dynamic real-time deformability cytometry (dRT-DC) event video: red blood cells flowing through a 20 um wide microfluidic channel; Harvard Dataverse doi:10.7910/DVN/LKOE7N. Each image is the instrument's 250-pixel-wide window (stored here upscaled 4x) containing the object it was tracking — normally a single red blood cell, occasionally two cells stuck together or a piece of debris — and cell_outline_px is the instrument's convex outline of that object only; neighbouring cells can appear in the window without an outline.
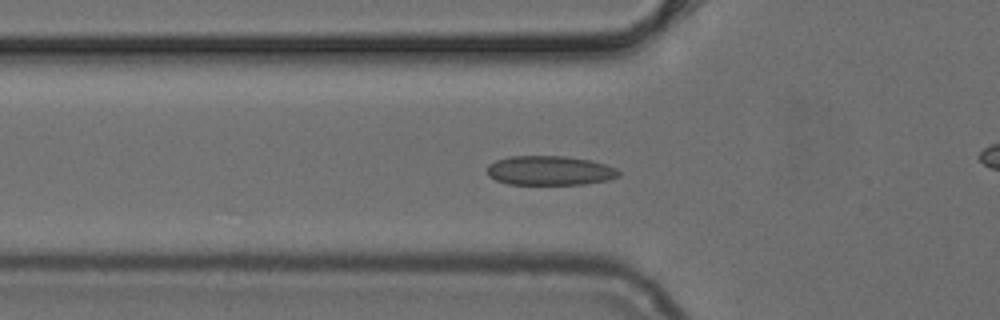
{"species": "common noctule bat (a hibernating species)", "species_latin": "Nyctalus noctula", "temperature_condition": "cold", "stored_images_in_passage": 30, "camera_frame_rate_fps": 3000, "um_per_image_px": 0.085, "animal": {"sex": "female", "body_mass_g": 24.6, "forearm_length_mm": 56.2}, "frame": {"image": 1, "passage_image": 9, "time_ms": 2.667, "image_size_px": [1000, 320], "cell_outline_px": [[620, 176], [608, 180], [584, 184], [508, 184], [496, 180], [488, 176], [488, 164], [496, 160], [512, 156], [568, 156], [592, 160], [616, 168], [620, 172]], "centroid_in_image_um": [46.75, 14.49], "position_along_channel_um": 79.1, "area_um2": 22.6}}
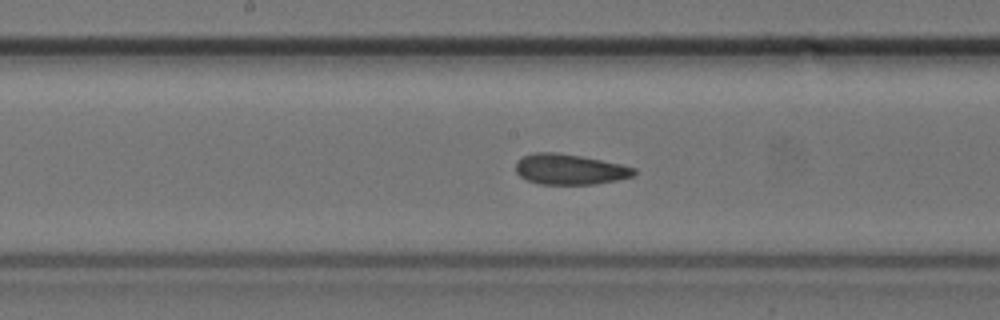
{"frame": {"image": 2, "passage_image": 18, "time_ms": 5.667, "image_size_px": [1000, 320], "cell_outline_px": [[636, 172], [632, 176], [616, 180], [596, 184], [540, 184], [528, 180], [520, 176], [516, 172], [516, 160], [524, 156], [536, 152], [556, 152], [580, 156], [620, 164], [636, 168]], "centroid_in_image_um": [48.4, 14.39], "position_along_channel_um": 199.8, "area_um2": 20.87}}
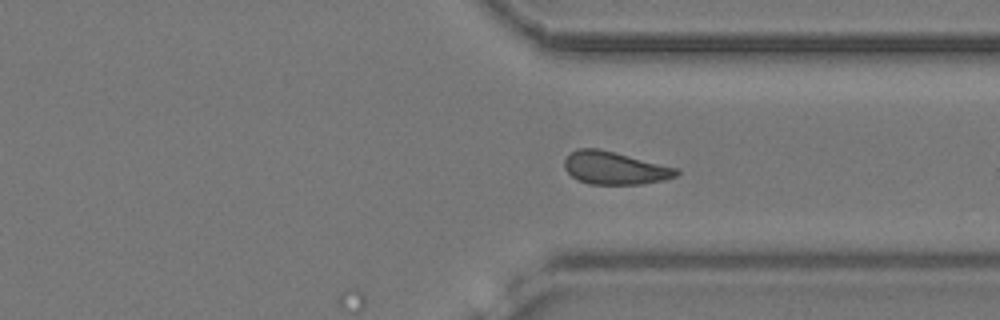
{"frame": {"image": 3, "passage_image": 30, "time_ms": 9.667, "image_size_px": [1000, 320], "cell_outline_px": [[680, 172], [676, 176], [664, 180], [640, 184], [588, 184], [576, 180], [564, 168], [564, 160], [576, 148], [600, 148], [680, 168]], "centroid_in_image_um": [52.27, 14.27], "position_along_channel_um": 359.1, "area_um2": 21.68}}